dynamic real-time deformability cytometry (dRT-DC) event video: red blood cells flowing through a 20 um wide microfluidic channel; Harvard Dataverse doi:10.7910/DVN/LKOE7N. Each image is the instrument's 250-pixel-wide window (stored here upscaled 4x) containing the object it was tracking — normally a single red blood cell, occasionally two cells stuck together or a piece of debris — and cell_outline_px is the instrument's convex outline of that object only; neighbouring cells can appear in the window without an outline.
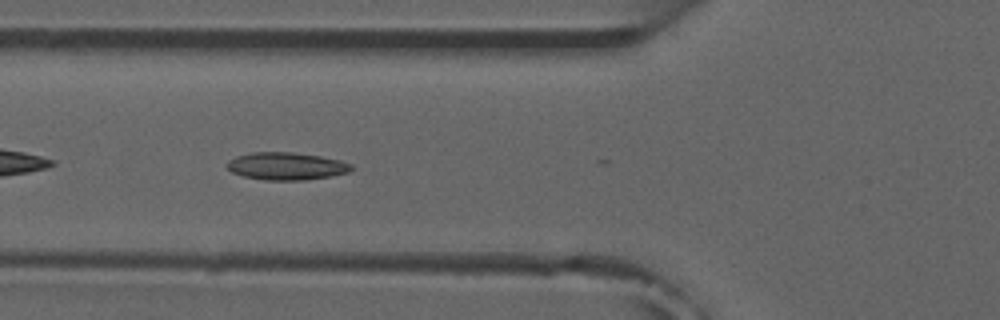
{"species": "common noctule bat (a hibernating species)", "species_latin": "Nyctalus noctula", "temperature_condition": "room temperature", "stored_images_in_passage": 7, "camera_frame_rate_fps": 3000, "um_per_image_px": 0.085, "animal": {"sex": "male", "forearm_length_mm": 52.5}, "frame": {"image": 1, "passage_image": 5, "time_ms": 5.333, "image_size_px": [1000, 320], "cell_outline_px": [[356, 168], [348, 172], [328, 176], [304, 180], [264, 180], [244, 176], [232, 172], [224, 164], [228, 160], [236, 156], [252, 152], [292, 152], [320, 156], [340, 160], [352, 164]], "centroid_in_image_um": [24.33, 14.11], "position_along_channel_um": 101.5, "area_um2": 20.0}}
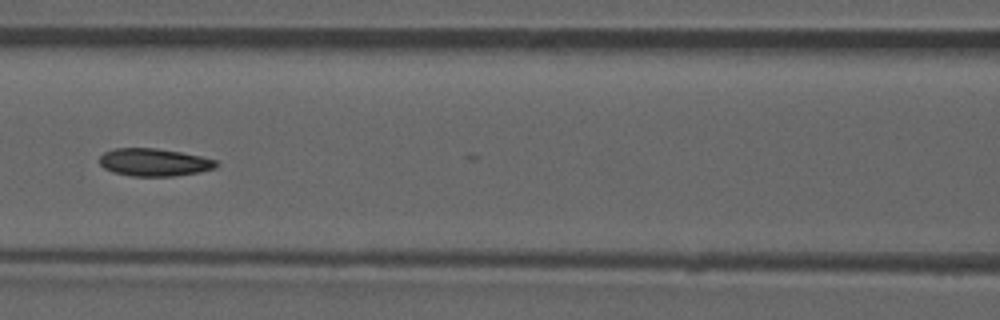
{"frame": {"image": 2, "passage_image": 6, "time_ms": 6.667, "image_size_px": [1000, 320], "cell_outline_px": [[220, 164], [216, 168], [200, 172], [172, 176], [132, 176], [112, 172], [104, 168], [100, 164], [100, 156], [104, 152], [116, 148], [156, 148], [204, 156], [216, 160]], "centroid_in_image_um": [13.14, 13.79], "position_along_channel_um": 153.5, "area_um2": 18.96}}